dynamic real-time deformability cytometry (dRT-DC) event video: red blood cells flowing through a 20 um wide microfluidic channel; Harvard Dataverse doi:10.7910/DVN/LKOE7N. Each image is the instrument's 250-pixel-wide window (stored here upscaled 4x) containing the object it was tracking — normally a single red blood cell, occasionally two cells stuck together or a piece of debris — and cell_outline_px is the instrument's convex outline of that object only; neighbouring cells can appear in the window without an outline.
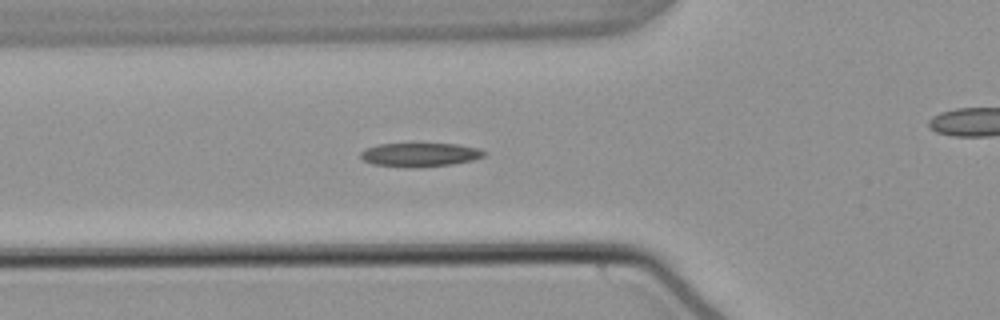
{"species": "common noctule bat (a hibernating species)", "species_latin": "Nyctalus noctula", "temperature_condition": "warm", "stored_images_in_passage": 37, "camera_frame_rate_fps": 3000, "um_per_image_px": 0.085, "animal": {"sex": "male", "body_mass_g": 21.5, "forearm_length_mm": 52.0}, "frame": {"image": 1, "passage_image": 2, "time_ms": 0.333, "image_size_px": [1000, 320], "cell_outline_px": [[488, 152], [484, 156], [472, 160], [452, 164], [420, 168], [404, 168], [372, 164], [364, 160], [360, 156], [360, 152], [364, 148], [376, 144], [456, 144], [480, 148]], "centroid_in_image_um": [35.68, 13.16], "position_along_channel_um": 90.1, "area_um2": 17.46}}
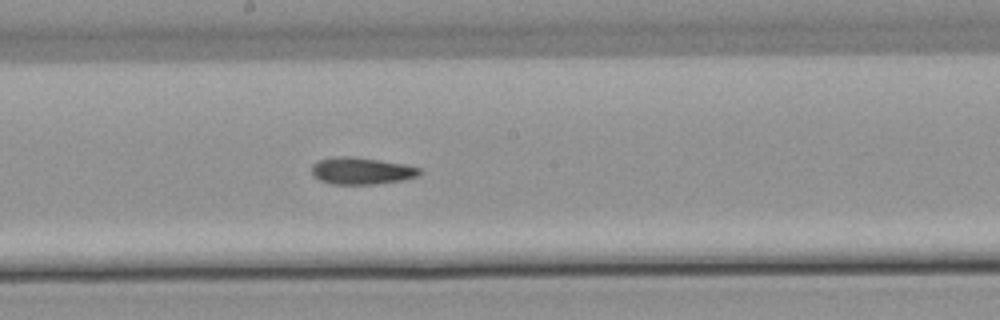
{"frame": {"image": 2, "passage_image": 12, "time_ms": 3.667, "image_size_px": [1000, 320], "cell_outline_px": [[424, 172], [420, 176], [400, 180], [376, 184], [332, 184], [320, 180], [312, 176], [312, 164], [320, 160], [336, 156], [348, 156], [380, 160], [408, 164], [420, 168]], "centroid_in_image_um": [30.77, 14.52], "position_along_channel_um": 217.4, "area_um2": 17.11}}
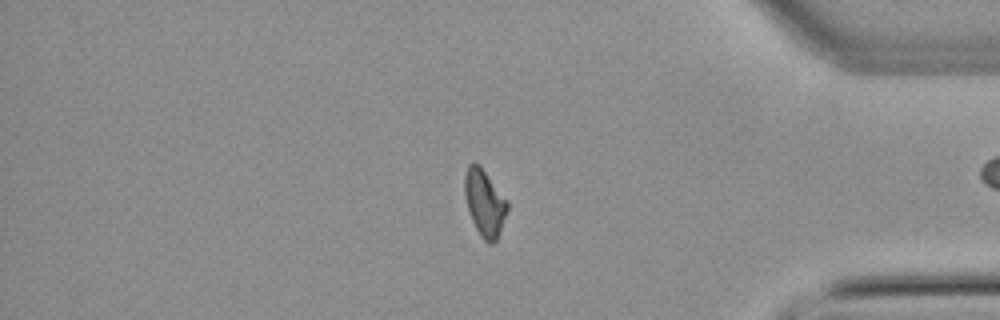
{"frame": {"image": 3, "passage_image": 28, "time_ms": 9.0, "image_size_px": [1000, 320], "cell_outline_px": [[508, 208], [496, 240], [492, 244], [488, 244], [480, 236], [472, 220], [468, 208], [464, 192], [464, 176], [468, 164], [480, 164], [508, 200]], "centroid_in_image_um": [41.19, 17.22], "position_along_channel_um": 394.0, "area_um2": 16.53}}